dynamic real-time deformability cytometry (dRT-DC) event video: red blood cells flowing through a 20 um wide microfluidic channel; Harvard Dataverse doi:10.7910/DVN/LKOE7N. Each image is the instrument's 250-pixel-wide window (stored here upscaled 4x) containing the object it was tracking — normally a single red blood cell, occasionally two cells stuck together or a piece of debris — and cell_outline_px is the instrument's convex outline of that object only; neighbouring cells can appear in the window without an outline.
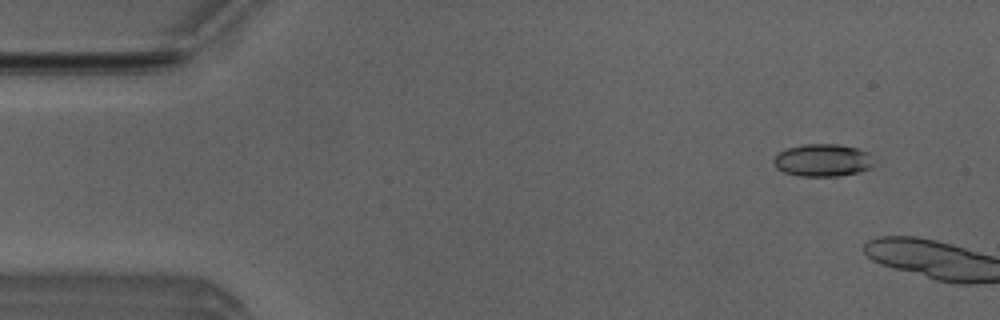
{"species": "Egyptian fruit bat (a non-hibernating species)", "species_latin": "Rousettus aegyptiacus", "temperature_condition": "room temperature", "stored_images_in_passage": 2, "camera_frame_rate_fps": 3000, "um_per_image_px": 0.085, "animal": {"sex": "male"}, "frame": {"image": 1, "passage_image": 1, "time_ms": 0.0, "image_size_px": [1000, 320], "cell_outline_px": [[872, 164], [868, 168], [860, 172], [836, 176], [800, 176], [784, 172], [776, 168], [772, 160], [780, 152], [788, 148], [804, 144], [836, 144], [856, 148], [868, 152]], "centroid_in_image_um": [69.89, 13.62], "position_along_channel_um": 15.1, "area_um2": 18.73}}